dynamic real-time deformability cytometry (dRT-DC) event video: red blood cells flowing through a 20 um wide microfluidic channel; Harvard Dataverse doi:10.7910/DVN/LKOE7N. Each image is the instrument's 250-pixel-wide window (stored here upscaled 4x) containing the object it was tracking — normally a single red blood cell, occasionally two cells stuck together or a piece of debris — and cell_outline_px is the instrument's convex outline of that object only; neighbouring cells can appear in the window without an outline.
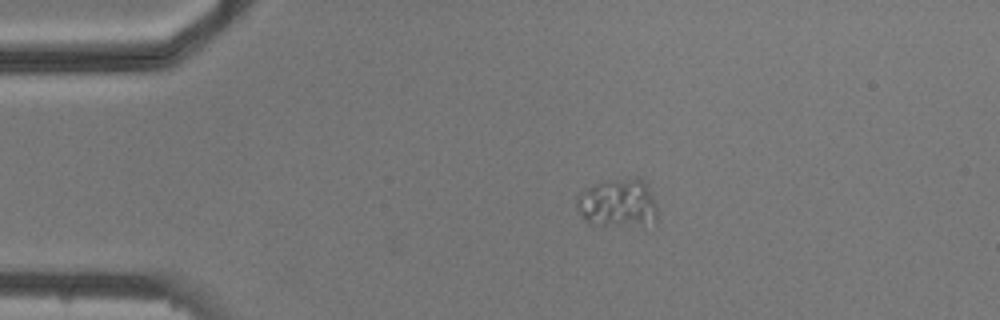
{"species": "common noctule bat (a hibernating species)", "species_latin": "Nyctalus noctula", "temperature_condition": "cold", "stored_images_in_passage": 7, "camera_frame_rate_fps": 3000, "um_per_image_px": 0.085, "animal": {"sex": "male", "body_mass_g": 20.5, "forearm_length_mm": 52.5}, "frame": {"image": 1, "passage_image": 2, "time_ms": 1.333, "image_size_px": [1000, 320], "cell_outline_px": [[656, 224], [588, 224], [584, 220], [576, 208], [576, 196], [584, 188], [596, 184], [636, 176], [644, 184], [656, 204]], "centroid_in_image_um": [52.46, 17.27], "position_along_channel_um": 32.5, "area_um2": 22.37}}
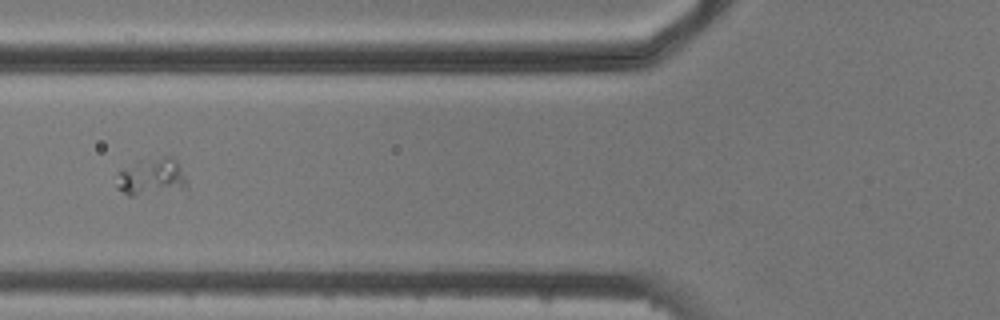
{"frame": {"image": 2, "passage_image": 5, "time_ms": 4.667, "image_size_px": [1000, 320], "cell_outline_px": [[188, 188], [136, 196], [128, 196], [116, 188], [116, 184], [120, 172], [136, 160], [160, 156], [172, 156], [180, 164], [188, 184]], "centroid_in_image_um": [12.9, 15.02], "position_along_channel_um": 112.9, "area_um2": 15.55}}
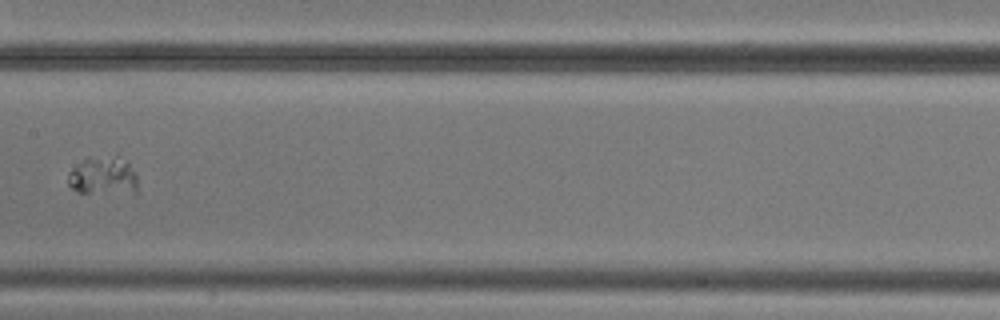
{"frame": {"image": 3, "passage_image": 7, "time_ms": 7.0, "image_size_px": [1000, 320], "cell_outline_px": [[136, 192], [76, 192], [68, 184], [68, 172], [72, 168], [88, 156], [116, 156], [128, 164], [136, 172]], "centroid_in_image_um": [8.72, 14.92], "position_along_channel_um": 198.7, "area_um2": 15.32}}